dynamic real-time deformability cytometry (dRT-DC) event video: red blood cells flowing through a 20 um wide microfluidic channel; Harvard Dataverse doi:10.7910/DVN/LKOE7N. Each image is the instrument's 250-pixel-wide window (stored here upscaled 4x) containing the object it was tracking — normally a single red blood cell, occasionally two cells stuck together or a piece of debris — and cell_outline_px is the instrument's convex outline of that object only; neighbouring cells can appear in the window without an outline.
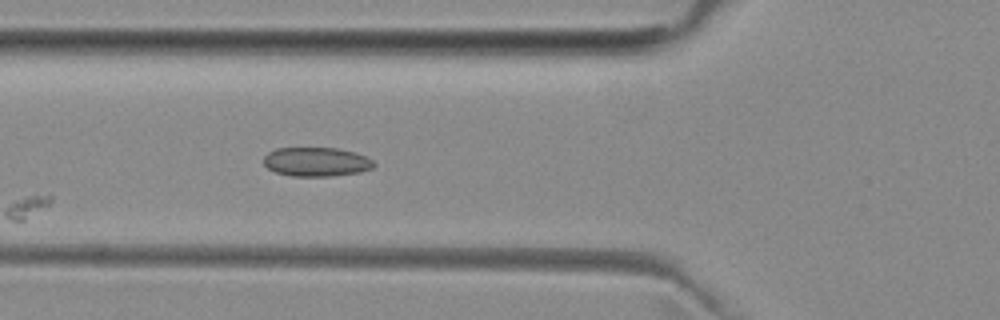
{"species": "common noctule bat (a hibernating species)", "species_latin": "Nyctalus noctula", "temperature_condition": "room temperature", "stored_images_in_passage": 4, "camera_frame_rate_fps": 3000, "um_per_image_px": 0.085, "animal": {"sex": "female", "body_mass_g": 29.2, "forearm_length_mm": 56.3}, "frame": {"image": 1, "passage_image": 4, "time_ms": 3.667, "image_size_px": [1000, 320], "cell_outline_px": [[376, 164], [372, 168], [360, 172], [332, 176], [292, 176], [276, 172], [268, 168], [264, 164], [264, 156], [268, 152], [276, 148], [336, 148], [356, 152], [372, 160]], "centroid_in_image_um": [26.89, 13.75], "position_along_channel_um": 98.9, "area_um2": 18.67}}